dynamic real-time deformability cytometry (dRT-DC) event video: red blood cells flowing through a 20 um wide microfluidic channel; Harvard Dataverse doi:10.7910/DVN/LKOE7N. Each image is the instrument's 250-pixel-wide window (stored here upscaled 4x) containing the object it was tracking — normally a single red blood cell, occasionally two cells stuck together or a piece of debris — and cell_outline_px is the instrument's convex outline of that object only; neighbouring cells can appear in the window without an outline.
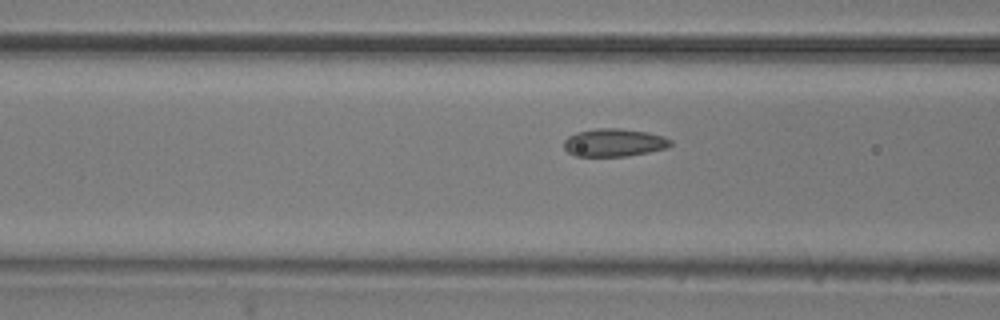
{"species": "common noctule bat (a hibernating species)", "species_latin": "Nyctalus noctula", "temperature_condition": "room temperature", "stored_images_in_passage": 12, "camera_frame_rate_fps": 3000, "um_per_image_px": 0.085, "animal": {"sex": "male", "body_mass_g": 20.5, "forearm_length_mm": 52.5}, "frame": {"image": 1, "passage_image": 10, "time_ms": 3.0, "image_size_px": [1000, 320], "cell_outline_px": [[672, 144], [668, 148], [628, 156], [576, 156], [568, 152], [564, 148], [564, 140], [568, 136], [576, 132], [600, 128], [616, 128], [648, 132], [664, 136], [672, 140]], "centroid_in_image_um": [52.21, 12.12], "position_along_channel_um": 114.4, "area_um2": 17.4}}